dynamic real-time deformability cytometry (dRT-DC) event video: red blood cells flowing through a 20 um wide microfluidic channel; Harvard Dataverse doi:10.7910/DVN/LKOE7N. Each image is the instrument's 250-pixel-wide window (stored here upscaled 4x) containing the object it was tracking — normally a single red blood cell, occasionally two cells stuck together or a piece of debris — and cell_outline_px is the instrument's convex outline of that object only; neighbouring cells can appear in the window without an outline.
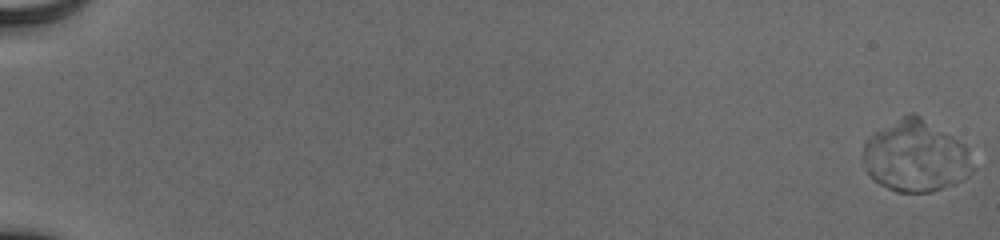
{"species": "human", "species_latin": "Homo sapiens", "temperature_condition": "cold", "stored_images_in_passage": 58, "camera_frame_rate_fps": 3000, "um_per_image_px": 0.085, "donor": {"sex": "male"}, "frame": {"image": 1, "passage_image": 1, "time_ms": 0.0, "image_size_px": [1000, 240], "cell_outline_px": [[976, 168], [968, 176], [952, 184], [928, 192], [896, 192], [880, 184], [868, 172], [864, 160], [864, 144], [876, 132], [908, 112], [912, 112], [920, 116], [964, 144], [968, 148]], "centroid_in_image_um": [77.88, 13.28], "position_along_channel_um": 7.1, "area_um2": 45.03}}
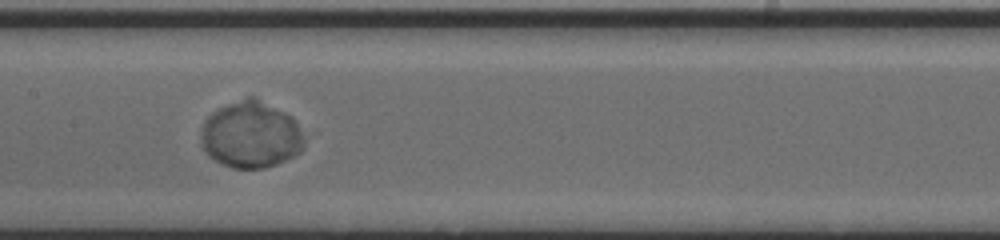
{"frame": {"image": 2, "passage_image": 32, "time_ms": 10.333, "image_size_px": [1000, 240], "cell_outline_px": [[304, 148], [300, 152], [276, 164], [264, 168], [232, 168], [216, 160], [204, 148], [200, 140], [200, 132], [204, 120], [216, 108], [248, 96], [252, 96], [292, 116], [304, 140]], "centroid_in_image_um": [21.3, 11.44], "position_along_channel_um": 186.1, "area_um2": 39.82}}
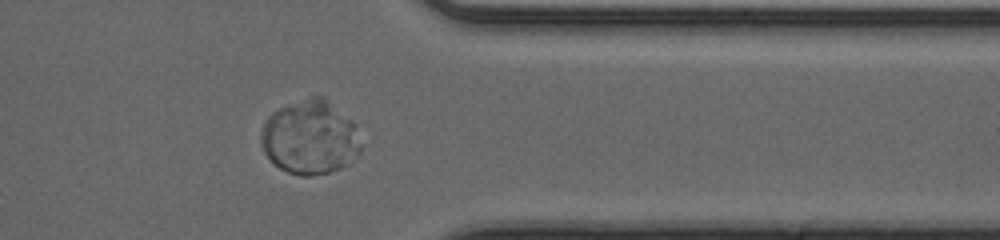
{"frame": {"image": 3, "passage_image": 48, "time_ms": 15.667, "image_size_px": [1000, 240], "cell_outline_px": [[360, 152], [348, 164], [340, 168], [328, 172], [312, 176], [300, 176], [288, 172], [280, 168], [264, 152], [260, 144], [260, 132], [268, 116], [272, 112], [280, 108], [312, 96], [324, 96], [356, 124], [360, 144]], "centroid_in_image_um": [26.35, 11.68], "position_along_channel_um": 385.0, "area_um2": 43.06}, "authors_computed_cell_mechanics": {"area_um2": 41.5871, "velocity_mm_per_s": 3.8014, "shape_relaxation_time_tau1_ms": 1.2836, "shape_relaxation_time_tau2_ms": null, "deformation_change_tau1": 0.0184, "deformation_change_tau2": null}}